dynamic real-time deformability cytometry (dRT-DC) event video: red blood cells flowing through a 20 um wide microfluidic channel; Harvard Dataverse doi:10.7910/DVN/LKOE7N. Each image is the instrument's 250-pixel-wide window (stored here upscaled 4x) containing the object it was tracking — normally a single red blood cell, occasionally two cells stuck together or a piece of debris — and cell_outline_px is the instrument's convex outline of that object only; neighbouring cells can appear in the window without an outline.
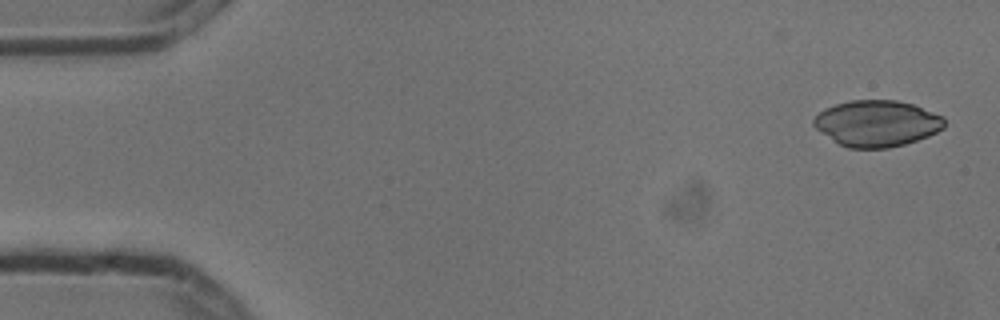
{"species": "common noctule bat (a hibernating species)", "species_latin": "Nyctalus noctula", "temperature_condition": "cold", "stored_images_in_passage": 4, "camera_frame_rate_fps": 3000, "um_per_image_px": 0.085, "animal": {"sex": "male", "body_mass_g": 13.3}, "frame": {"image": 1, "passage_image": 1, "time_ms": 0.0, "image_size_px": [1000, 320], "cell_outline_px": [[944, 128], [928, 136], [904, 144], [888, 148], [848, 148], [840, 144], [816, 128], [812, 124], [812, 120], [824, 108], [836, 104], [852, 100], [896, 100], [912, 104], [944, 116]], "centroid_in_image_um": [74.54, 10.48], "position_along_channel_um": 10.5, "area_um2": 34.97}}